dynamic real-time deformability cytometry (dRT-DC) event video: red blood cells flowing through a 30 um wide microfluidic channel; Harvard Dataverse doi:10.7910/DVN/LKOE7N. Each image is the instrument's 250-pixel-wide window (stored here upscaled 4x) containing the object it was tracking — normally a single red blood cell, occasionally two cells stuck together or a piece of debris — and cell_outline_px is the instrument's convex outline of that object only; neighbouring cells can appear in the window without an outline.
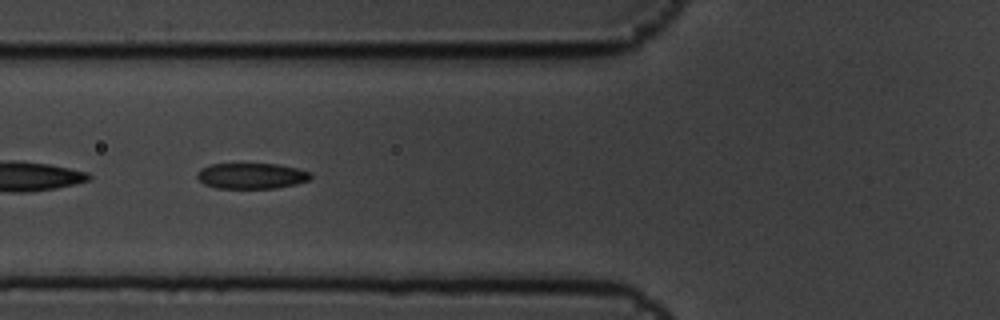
{"species": "common noctule bat (a hibernating species)", "species_latin": "Nyctalus noctula", "temperature_condition": "cold", "stored_images_in_passage": 7, "camera_frame_rate_fps": 3000, "um_per_image_px": 0.085, "animal": {"sex": "male", "body_mass_g": 19.5, "forearm_length_mm": 54.6}, "frame": {"image": 1, "passage_image": 6, "time_ms": 1.667, "image_size_px": [1000, 320], "cell_outline_px": [[312, 176], [308, 180], [296, 184], [276, 188], [216, 188], [204, 184], [196, 176], [200, 168], [212, 164], [280, 164], [312, 172]], "centroid_in_image_um": [21.39, 14.95], "position_along_channel_um": 104.4, "area_um2": 17.05}}